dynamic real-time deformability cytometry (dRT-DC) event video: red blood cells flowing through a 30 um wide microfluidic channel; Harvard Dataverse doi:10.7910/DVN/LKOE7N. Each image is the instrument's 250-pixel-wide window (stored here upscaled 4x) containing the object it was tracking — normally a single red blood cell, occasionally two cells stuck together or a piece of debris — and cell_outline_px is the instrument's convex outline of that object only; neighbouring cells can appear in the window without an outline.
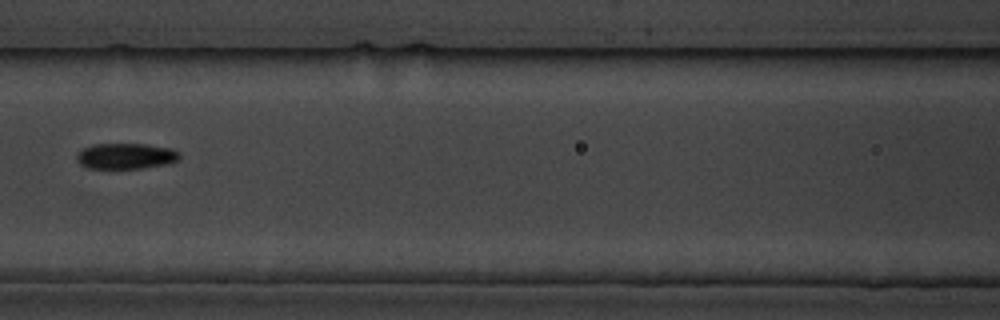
{"species": "common noctule bat (a hibernating species)", "species_latin": "Nyctalus noctula", "temperature_condition": "cold", "stored_images_in_passage": 7, "segment_of_instrument_passage": [2, 2], "camera_frame_rate_fps": 3000, "um_per_image_px": 0.085, "animal": {"sex": "male", "body_mass_g": 19.5, "forearm_length_mm": 54.6}, "frame": {"image": 1, "passage_image": 7, "time_ms": 7.667, "image_size_px": [1000, 320], "cell_outline_px": [[180, 160], [168, 164], [140, 168], [84, 168], [76, 160], [76, 156], [84, 148], [92, 144], [148, 144], [172, 148], [180, 152]], "centroid_in_image_um": [10.73, 13.26], "position_along_channel_um": 155.9, "area_um2": 15.61}}